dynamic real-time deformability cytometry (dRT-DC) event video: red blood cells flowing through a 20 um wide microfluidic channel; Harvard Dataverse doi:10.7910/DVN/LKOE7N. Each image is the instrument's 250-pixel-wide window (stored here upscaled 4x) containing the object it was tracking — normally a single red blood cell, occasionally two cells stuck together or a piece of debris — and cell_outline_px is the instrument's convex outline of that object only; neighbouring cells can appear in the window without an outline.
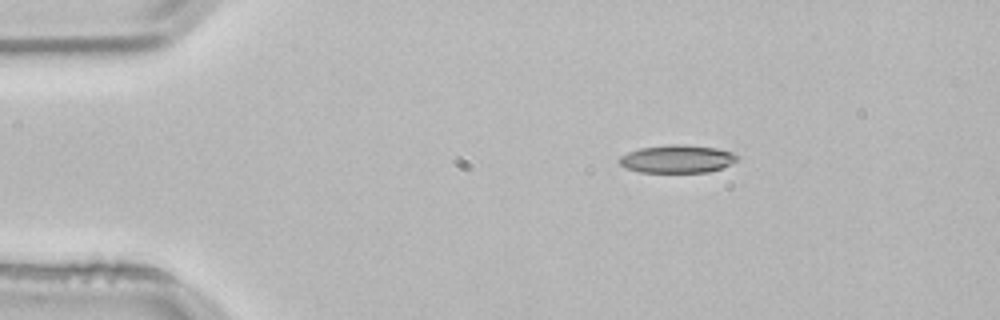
{"species": "common noctule bat (a hibernating species)", "species_latin": "Nyctalus noctula", "temperature_condition": "room temperature", "stored_images_in_passage": 2, "camera_frame_rate_fps": 3000, "um_per_image_px": 0.085, "animal": {"sex": "male", "body_mass_g": 21.5, "forearm_length_mm": 52.0}, "frame": {"image": 1, "passage_image": 1, "time_ms": 0.0, "image_size_px": [1000, 320], "cell_outline_px": [[740, 156], [736, 160], [720, 168], [708, 172], [640, 172], [624, 168], [616, 160], [620, 156], [628, 152], [640, 148], [668, 144], [684, 144], [716, 148], [732, 152]], "centroid_in_image_um": [57.5, 13.5], "position_along_channel_um": 27.5, "area_um2": 19.25}}